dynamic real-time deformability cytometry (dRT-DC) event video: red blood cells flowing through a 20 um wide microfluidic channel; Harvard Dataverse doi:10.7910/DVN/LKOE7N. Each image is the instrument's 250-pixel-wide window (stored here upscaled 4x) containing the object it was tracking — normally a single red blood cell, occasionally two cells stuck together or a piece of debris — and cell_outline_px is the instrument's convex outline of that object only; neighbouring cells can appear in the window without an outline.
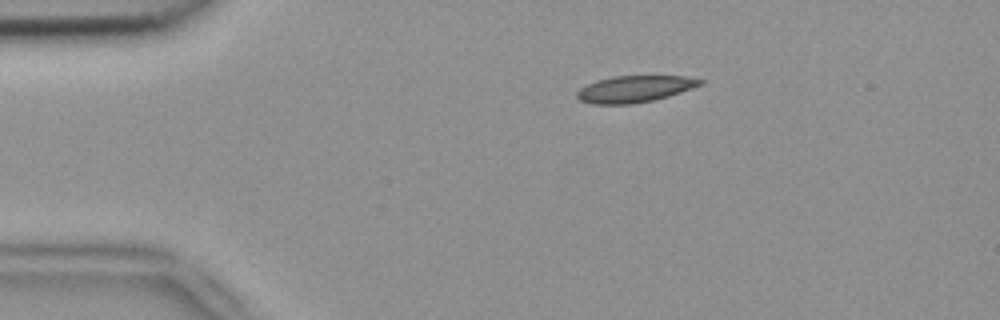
{"species": "common noctule bat (a hibernating species)", "species_latin": "Nyctalus noctula", "temperature_condition": "room temperature", "stored_images_in_passage": 4, "camera_frame_rate_fps": 3000, "um_per_image_px": 0.085, "animal": {"sex": "female", "body_mass_g": 18.4}, "frame": {"image": 1, "passage_image": 1, "time_ms": 0.0, "image_size_px": [1000, 320], "cell_outline_px": [[704, 84], [668, 96], [652, 100], [632, 104], [592, 104], [580, 100], [576, 96], [576, 92], [580, 88], [596, 80], [612, 76], [684, 76], [704, 80]], "centroid_in_image_um": [53.93, 7.56], "position_along_channel_um": 31.1, "area_um2": 19.07}}
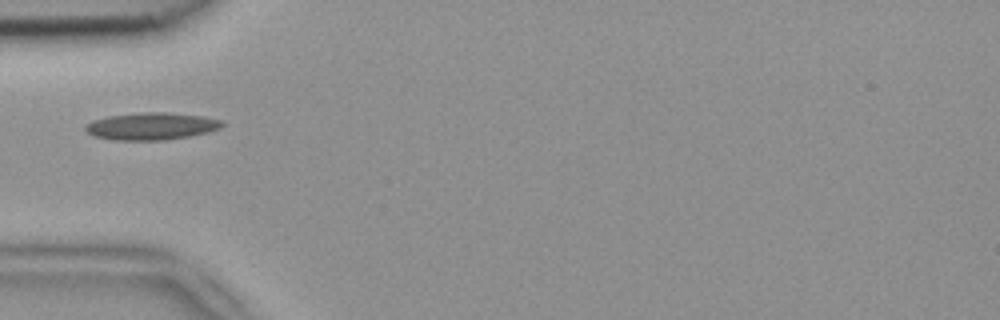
{"frame": {"image": 2, "passage_image": 3, "time_ms": 0.667, "image_size_px": [1000, 320], "cell_outline_px": [[224, 124], [220, 128], [208, 132], [188, 136], [164, 140], [112, 140], [92, 136], [84, 128], [88, 124], [96, 120], [108, 116], [140, 112], [164, 112], [204, 116], [224, 120]], "centroid_in_image_um": [12.9, 10.72], "position_along_channel_um": 72.1, "area_um2": 21.68}}